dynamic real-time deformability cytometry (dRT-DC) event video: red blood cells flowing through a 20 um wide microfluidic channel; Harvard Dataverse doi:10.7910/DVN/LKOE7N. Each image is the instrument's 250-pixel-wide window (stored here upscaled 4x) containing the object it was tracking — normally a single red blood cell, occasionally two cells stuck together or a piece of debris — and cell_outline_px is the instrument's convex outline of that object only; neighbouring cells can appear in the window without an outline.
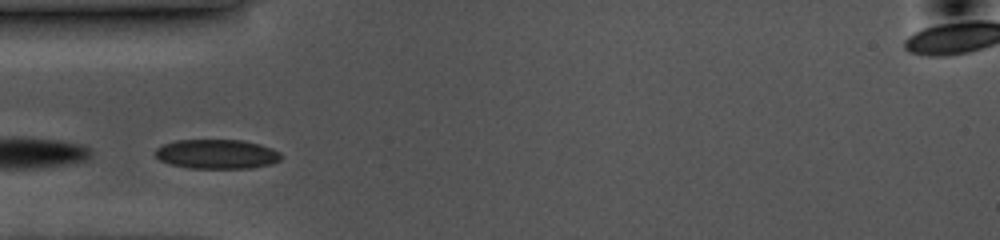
{"species": "common noctule bat (a hibernating species)", "species_latin": "Nyctalus noctula", "temperature_condition": "cold", "stored_images_in_passage": 26, "camera_frame_rate_fps": 3000, "um_per_image_px": 0.085, "animal": {"sex": "female", "body_mass_g": 10.0, "forearm_length_mm": 53.1}, "frame": {"image": 1, "passage_image": 8, "time_ms": 2.333, "image_size_px": [1000, 240], "cell_outline_px": [[280, 160], [272, 164], [252, 168], [188, 168], [168, 164], [160, 160], [156, 156], [156, 148], [164, 144], [176, 140], [244, 140], [260, 144], [272, 148], [280, 152]], "centroid_in_image_um": [18.44, 13.1], "position_along_channel_um": 66.6, "area_um2": 21.68}}
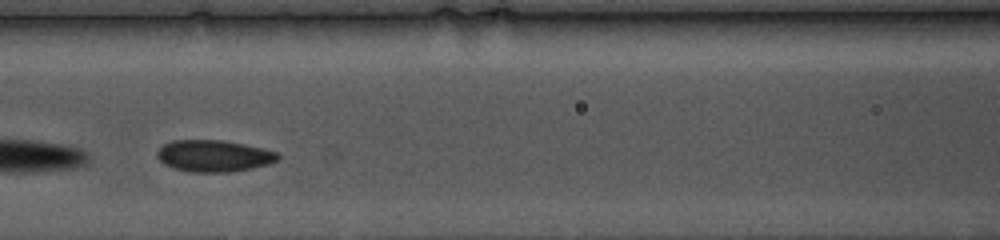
{"frame": {"image": 2, "passage_image": 15, "time_ms": 4.667, "image_size_px": [1000, 240], "cell_outline_px": [[280, 160], [268, 164], [252, 168], [228, 172], [188, 172], [164, 164], [156, 156], [156, 152], [164, 144], [172, 140], [224, 140], [264, 148], [276, 152], [280, 156]], "centroid_in_image_um": [18.19, 13.25], "position_along_channel_um": 148.4, "area_um2": 22.37}}
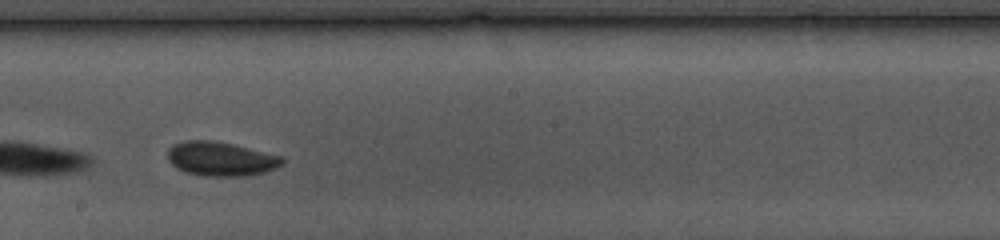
{"frame": {"image": 3, "passage_image": 22, "time_ms": 7.0, "image_size_px": [1000, 240], "cell_outline_px": [[284, 164], [276, 168], [264, 172], [248, 176], [204, 176], [184, 172], [176, 168], [168, 160], [168, 148], [172, 144], [184, 140], [212, 140], [232, 144], [284, 156]], "centroid_in_image_um": [18.77, 13.5], "position_along_channel_um": 229.4, "area_um2": 23.12}}